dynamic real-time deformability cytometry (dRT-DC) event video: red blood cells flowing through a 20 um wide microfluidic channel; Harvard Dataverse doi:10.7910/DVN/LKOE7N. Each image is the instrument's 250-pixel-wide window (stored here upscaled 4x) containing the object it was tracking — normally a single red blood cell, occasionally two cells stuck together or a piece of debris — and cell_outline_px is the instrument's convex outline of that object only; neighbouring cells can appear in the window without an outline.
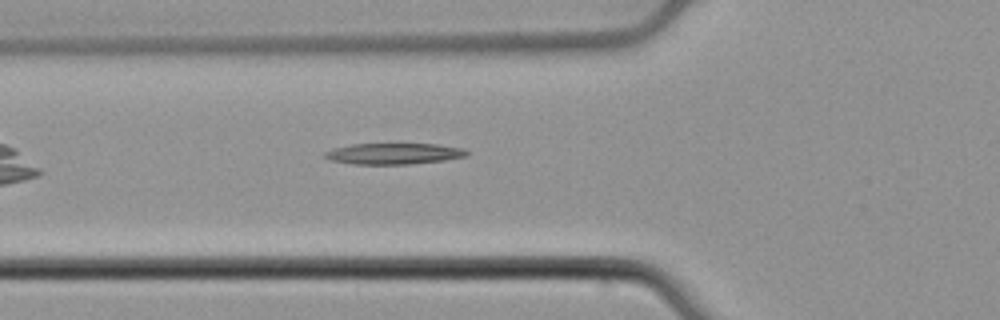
{"species": "common noctule bat (a hibernating species)", "species_latin": "Nyctalus noctula", "temperature_condition": "cold", "stored_images_in_passage": 34, "camera_frame_rate_fps": 3000, "um_per_image_px": 0.085, "animal": {"sex": "male", "body_mass_g": 21.5, "forearm_length_mm": 52.0}, "frame": {"image": 1, "passage_image": 6, "time_ms": 1.667, "image_size_px": [1000, 320], "cell_outline_px": [[468, 156], [444, 160], [408, 164], [352, 164], [332, 160], [324, 156], [324, 152], [332, 148], [352, 144], [436, 144], [464, 148], [468, 152]], "centroid_in_image_um": [33.48, 13.06], "position_along_channel_um": 92.3, "area_um2": 17.4}}
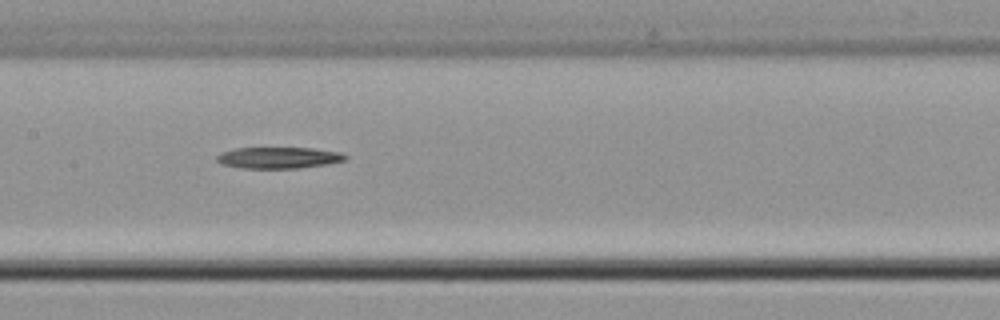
{"frame": {"image": 2, "passage_image": 13, "time_ms": 4.0, "image_size_px": [1000, 320], "cell_outline_px": [[348, 160], [328, 164], [300, 168], [240, 168], [220, 164], [216, 160], [216, 156], [220, 152], [236, 148], [312, 148], [340, 152], [348, 156]], "centroid_in_image_um": [23.68, 13.41], "position_along_channel_um": 183.7, "area_um2": 16.18}}
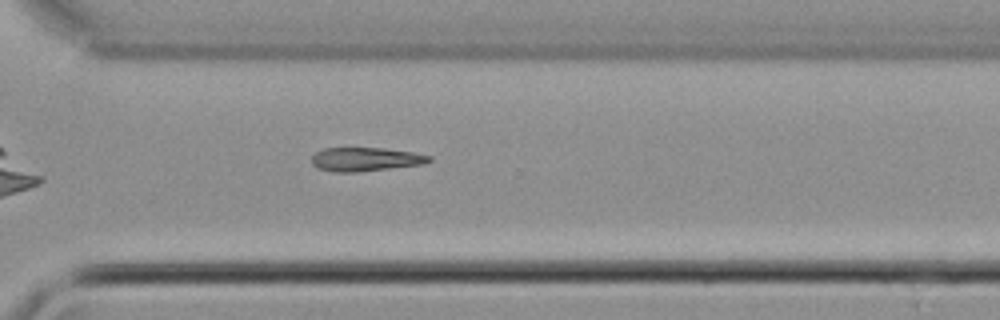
{"frame": {"image": 3, "passage_image": 25, "time_ms": 8.0, "image_size_px": [1000, 320], "cell_outline_px": [[432, 160], [424, 164], [392, 168], [356, 172], [336, 172], [316, 168], [312, 164], [312, 156], [316, 152], [324, 148], [384, 148], [412, 152], [432, 156]], "centroid_in_image_um": [31.07, 13.54], "position_along_channel_um": 339.5, "area_um2": 16.3}}